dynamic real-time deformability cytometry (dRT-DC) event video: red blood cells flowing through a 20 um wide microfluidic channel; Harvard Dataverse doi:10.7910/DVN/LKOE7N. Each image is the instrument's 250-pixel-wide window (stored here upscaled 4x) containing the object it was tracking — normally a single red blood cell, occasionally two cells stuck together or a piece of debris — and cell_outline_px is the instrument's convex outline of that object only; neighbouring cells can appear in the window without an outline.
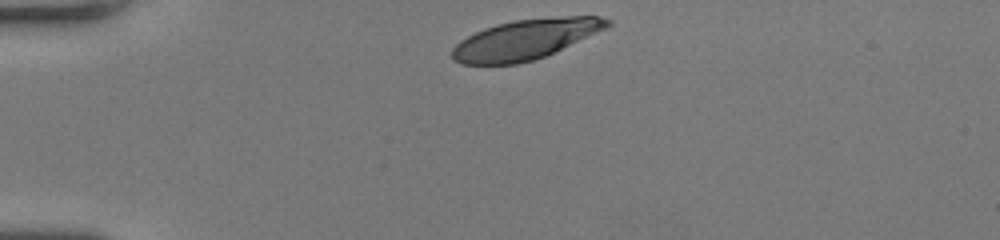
{"species": "human", "species_latin": "Homo sapiens", "temperature_condition": "room temperature", "stored_images_in_passage": 32, "camera_frame_rate_fps": 3000, "um_per_image_px": 0.085, "donor": {"sex": "female"}, "frame": {"image": 1, "passage_image": 1, "time_ms": 0.0, "image_size_px": [1000, 240], "cell_outline_px": [[612, 24], [604, 28], [544, 56], [532, 60], [516, 64], [460, 64], [452, 60], [452, 48], [460, 40], [484, 28], [496, 24], [516, 20], [564, 16], [600, 16], [612, 20]], "centroid_in_image_um": [44.6, 3.34], "position_along_channel_um": 40.4, "area_um2": 35.55}}
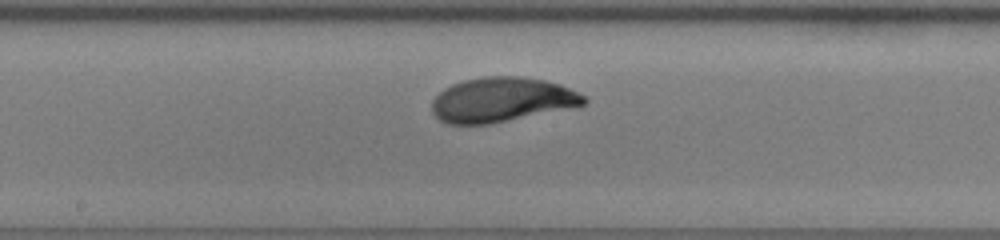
{"frame": {"image": 2, "passage_image": 17, "time_ms": 5.333, "image_size_px": [1000, 240], "cell_outline_px": [[588, 100], [584, 104], [576, 108], [492, 124], [448, 124], [440, 120], [432, 112], [432, 100], [444, 88], [452, 84], [464, 80], [484, 76], [520, 76], [544, 80], [560, 84], [588, 96]], "centroid_in_image_um": [42.71, 8.49], "position_along_channel_um": 205.5, "area_um2": 40.17}}
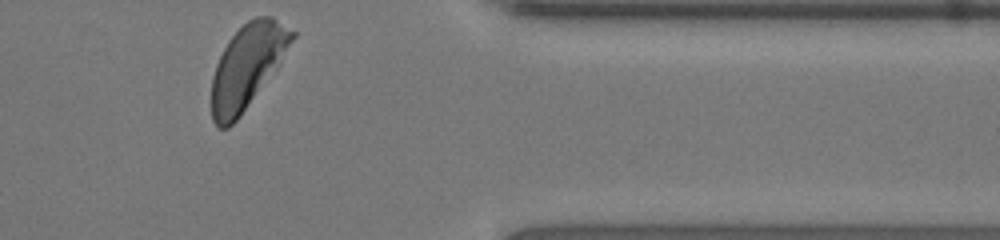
{"frame": {"image": 3, "passage_image": 32, "time_ms": 10.333, "image_size_px": [1000, 240], "cell_outline_px": [[296, 36], [276, 68], [240, 116], [228, 128], [216, 128], [212, 120], [212, 76], [216, 64], [228, 40], [248, 20], [256, 16], [272, 16], [296, 32]], "centroid_in_image_um": [21.01, 5.64], "position_along_channel_um": 390.4, "area_um2": 38.78}, "authors_computed_cell_mechanics": {"area_um2": 38.7549, "velocity_mm_per_s": 3.9881, "shape_relaxation_time_tau1_ms": 2.8519, "shape_relaxation_time_tau2_ms": null, "deformation_change_tau1": 0.1562, "deformation_change_tau2": null}}